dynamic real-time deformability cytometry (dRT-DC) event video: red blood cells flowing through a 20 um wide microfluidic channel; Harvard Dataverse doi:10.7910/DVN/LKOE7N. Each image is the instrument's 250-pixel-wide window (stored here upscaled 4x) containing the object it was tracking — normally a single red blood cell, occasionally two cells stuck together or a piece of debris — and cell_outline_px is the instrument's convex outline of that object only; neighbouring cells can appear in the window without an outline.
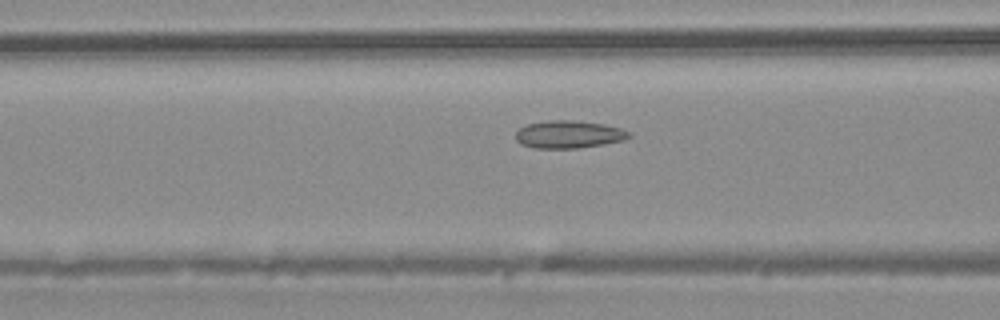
{"species": "common noctule bat (a hibernating species)", "species_latin": "Nyctalus noctula", "temperature_condition": "warm", "stored_images_in_passage": 35, "camera_frame_rate_fps": 3000, "um_per_image_px": 0.085, "animal": {"sex": "male", "body_mass_g": 20.4}, "frame": {"image": 1, "passage_image": 7, "time_ms": 2.0, "image_size_px": [1000, 320], "cell_outline_px": [[632, 136], [624, 140], [604, 144], [580, 148], [532, 148], [520, 144], [516, 140], [516, 128], [528, 124], [548, 120], [576, 120], [604, 124], [620, 128], [632, 132]], "centroid_in_image_um": [48.34, 11.42], "position_along_channel_um": 118.3, "area_um2": 18.55}}
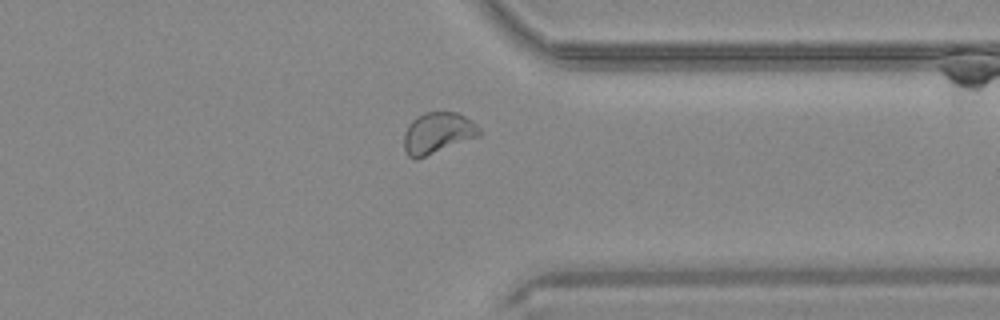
{"frame": {"image": 2, "passage_image": 25, "time_ms": 8.0, "image_size_px": [1000, 320], "cell_outline_px": [[480, 136], [416, 160], [408, 156], [404, 148], [404, 132], [408, 124], [416, 116], [424, 112], [456, 112], [472, 120], [480, 128]], "centroid_in_image_um": [37.19, 11.31], "position_along_channel_um": 374.2, "area_um2": 18.26}}
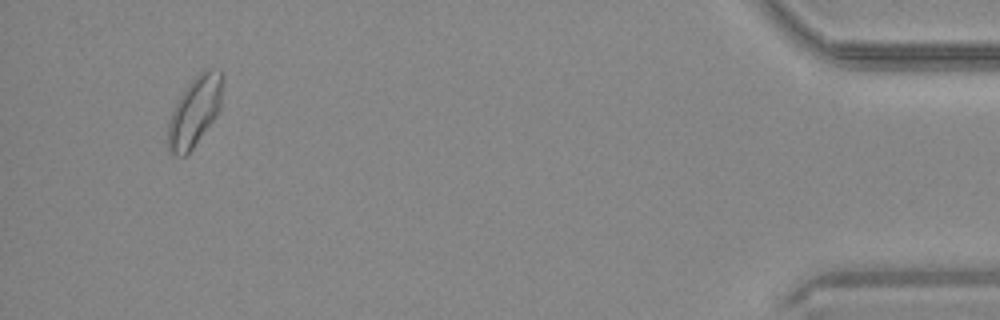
{"frame": {"image": 3, "passage_image": 33, "time_ms": 10.667, "image_size_px": [1000, 320], "cell_outline_px": [[224, 80], [220, 108], [216, 116], [192, 148], [184, 156], [176, 156], [168, 152], [168, 120], [176, 100], [188, 84], [204, 68], [220, 68], [224, 72]], "centroid_in_image_um": [16.57, 9.4], "position_along_channel_um": 418.6, "area_um2": 22.54}}